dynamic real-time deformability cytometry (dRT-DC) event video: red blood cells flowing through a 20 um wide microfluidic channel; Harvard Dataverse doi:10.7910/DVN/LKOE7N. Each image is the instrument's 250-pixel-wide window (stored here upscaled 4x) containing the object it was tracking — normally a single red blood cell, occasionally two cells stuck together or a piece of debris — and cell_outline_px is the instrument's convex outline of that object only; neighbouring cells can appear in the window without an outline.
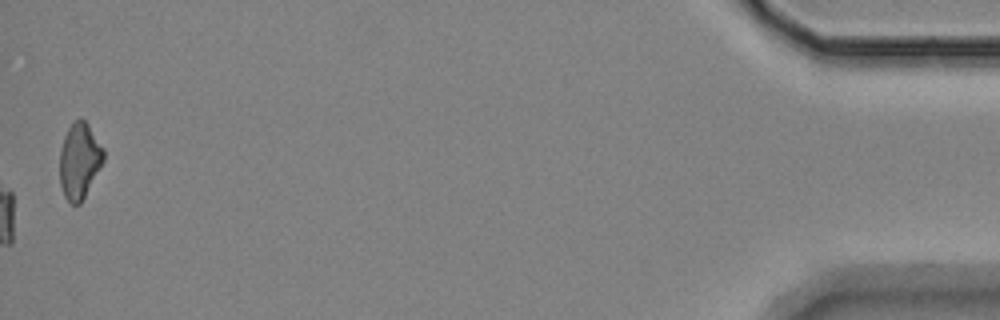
{"species": "Egyptian fruit bat (a non-hibernating species)", "species_latin": "Rousettus aegyptiacus", "temperature_condition": "room temperature", "stored_images_in_passage": 57, "camera_frame_rate_fps": 3000, "um_per_image_px": 0.085, "animal": {"sex": "female"}, "frame": {"image": 1, "passage_image": 57, "time_ms": 18.667, "image_size_px": [1000, 320], "cell_outline_px": [[104, 160], [100, 168], [80, 204], [72, 204], [64, 196], [60, 184], [60, 148], [64, 136], [72, 120], [80, 116], [88, 124], [104, 148]], "centroid_in_image_um": [6.75, 13.62], "position_along_channel_um": 428.5, "area_um2": 19.48}, "authors_computed_cell_mechanics": {"area_um2": 20.4034, "velocity_mm_per_s": 3.5202, "shape_relaxation_time_tau1_ms": 9.9749, "shape_relaxation_time_tau2_ms": 4.9917, "deformation_change_tau1": 0.2326, "deformation_change_tau2": 0.1123}}